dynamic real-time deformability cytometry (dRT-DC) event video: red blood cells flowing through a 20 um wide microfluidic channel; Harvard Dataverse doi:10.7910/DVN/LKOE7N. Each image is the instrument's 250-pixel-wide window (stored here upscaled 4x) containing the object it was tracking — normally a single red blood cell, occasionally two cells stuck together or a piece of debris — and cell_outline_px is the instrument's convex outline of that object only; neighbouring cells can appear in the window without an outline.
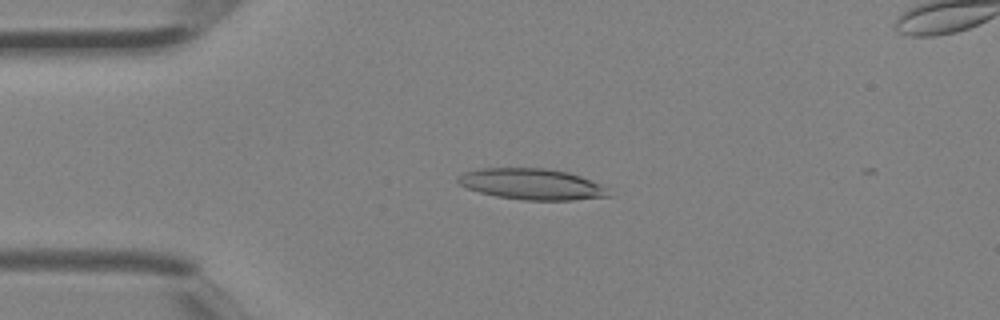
{"species": "Egyptian fruit bat (a non-hibernating species)", "species_latin": "Rousettus aegyptiacus", "temperature_condition": "room temperature", "stored_images_in_passage": 3, "camera_frame_rate_fps": 3000, "um_per_image_px": 0.085, "animal": {"sex": "female"}, "frame": {"image": 1, "passage_image": 2, "time_ms": 0.333, "image_size_px": [1000, 320], "cell_outline_px": [[612, 196], [572, 200], [524, 200], [496, 196], [480, 192], [468, 188], [460, 184], [456, 180], [456, 176], [464, 172], [480, 168], [548, 168], [568, 172], [580, 176], [600, 184], [608, 188]], "centroid_in_image_um": [45.21, 15.65], "position_along_channel_um": 39.8, "area_um2": 27.34}}